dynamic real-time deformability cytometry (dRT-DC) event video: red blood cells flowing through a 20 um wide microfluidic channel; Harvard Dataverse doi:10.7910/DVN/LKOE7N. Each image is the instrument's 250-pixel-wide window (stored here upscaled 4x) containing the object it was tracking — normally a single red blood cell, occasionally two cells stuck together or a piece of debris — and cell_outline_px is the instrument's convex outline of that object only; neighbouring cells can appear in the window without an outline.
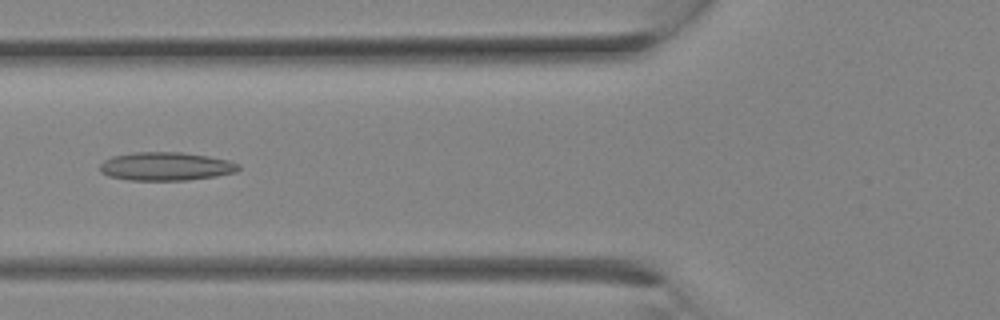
{"species": "Egyptian fruit bat (a non-hibernating species)", "species_latin": "Rousettus aegyptiacus", "temperature_condition": "room temperature", "stored_images_in_passage": 26, "camera_frame_rate_fps": 3000, "um_per_image_px": 0.085, "animal": {"sex": "female"}, "frame": {"image": 1, "passage_image": 10, "time_ms": 3.0, "image_size_px": [1000, 320], "cell_outline_px": [[240, 168], [236, 172], [216, 176], [188, 180], [128, 180], [108, 176], [100, 172], [100, 164], [104, 160], [112, 156], [136, 152], [180, 152], [208, 156], [228, 160], [240, 164]], "centroid_in_image_um": [14.09, 14.14], "position_along_channel_um": 111.7, "area_um2": 23.0}}
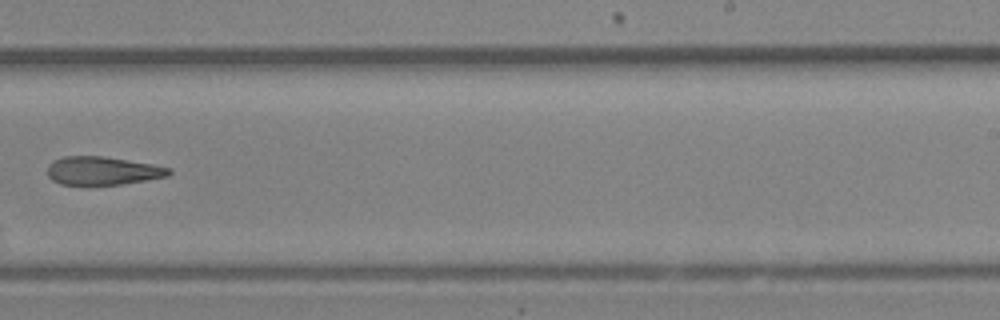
{"frame": {"image": 2, "passage_image": 17, "time_ms": 5.333, "image_size_px": [1000, 320], "cell_outline_px": [[172, 172], [168, 176], [120, 184], [88, 188], [60, 184], [52, 180], [48, 176], [48, 164], [64, 156], [104, 156], [152, 164], [172, 168]], "centroid_in_image_um": [8.68, 14.55], "position_along_channel_um": 280.3, "area_um2": 20.69}}
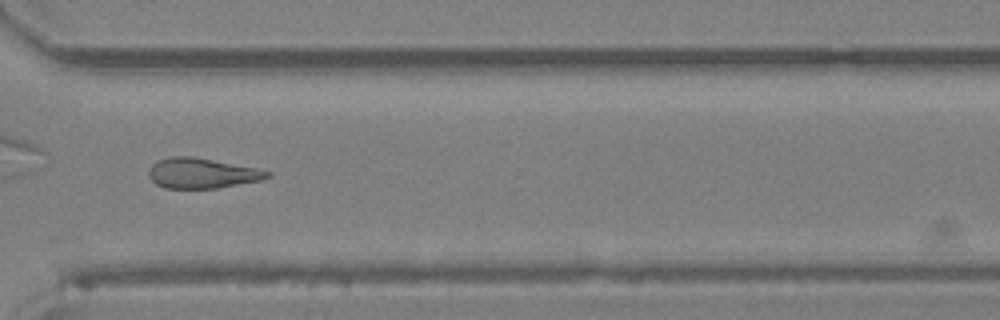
{"frame": {"image": 3, "passage_image": 20, "time_ms": 6.333, "image_size_px": [1000, 320], "cell_outline_px": [[272, 176], [260, 180], [216, 188], [164, 188], [156, 184], [148, 176], [148, 168], [156, 160], [168, 156], [192, 156], [260, 168], [272, 172]], "centroid_in_image_um": [17.15, 14.7], "position_along_channel_um": 353.4, "area_um2": 21.15}}